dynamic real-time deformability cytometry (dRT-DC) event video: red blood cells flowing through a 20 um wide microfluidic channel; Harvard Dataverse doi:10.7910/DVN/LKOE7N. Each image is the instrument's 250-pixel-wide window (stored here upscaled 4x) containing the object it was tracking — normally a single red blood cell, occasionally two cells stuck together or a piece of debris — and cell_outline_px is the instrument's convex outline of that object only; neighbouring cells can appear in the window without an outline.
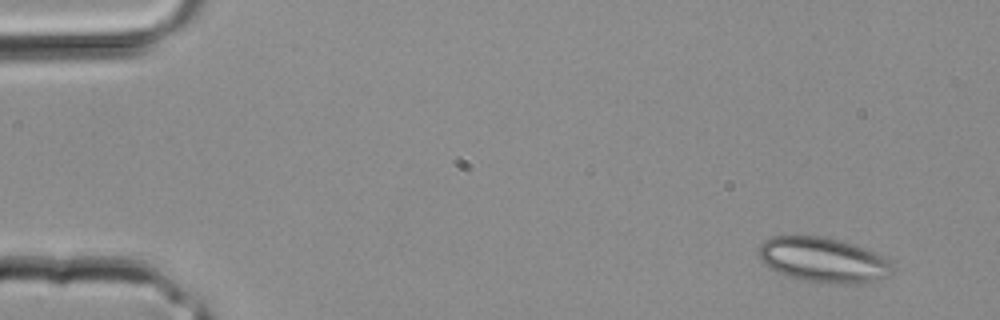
{"species": "common noctule bat (a hibernating species)", "species_latin": "Nyctalus noctula", "temperature_condition": "room temperature", "stored_images_in_passage": 3, "camera_frame_rate_fps": 3000, "um_per_image_px": 0.085, "animal": {"sex": "male", "body_mass_g": 20.4}, "frame": {"image": 1, "passage_image": 1, "time_ms": 0.0, "image_size_px": [1000, 320], "cell_outline_px": [[892, 264], [888, 276], [872, 280], [848, 284], [828, 284], [804, 280], [788, 276], [772, 268], [760, 260], [760, 244], [764, 240], [772, 236], [824, 236], [856, 244], [876, 252], [884, 256]], "centroid_in_image_um": [69.98, 22.07], "position_along_channel_um": 15.0, "area_um2": 34.8}}